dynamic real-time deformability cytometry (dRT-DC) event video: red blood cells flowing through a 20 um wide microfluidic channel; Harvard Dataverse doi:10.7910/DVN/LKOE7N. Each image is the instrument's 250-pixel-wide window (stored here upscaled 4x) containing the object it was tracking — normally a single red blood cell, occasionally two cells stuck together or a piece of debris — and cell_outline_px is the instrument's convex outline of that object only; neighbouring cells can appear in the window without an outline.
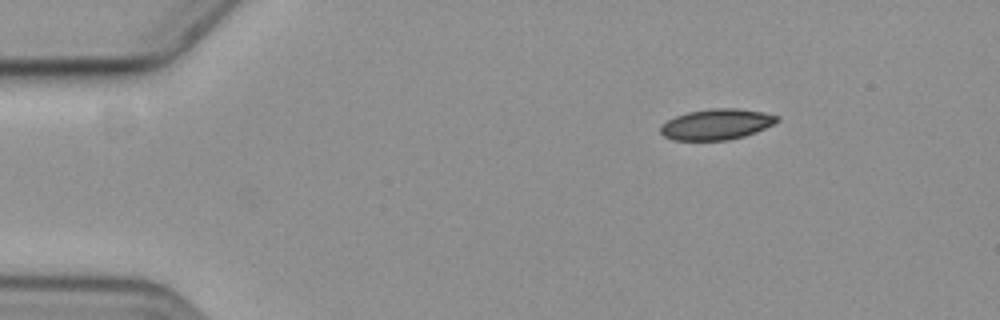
{"species": "common noctule bat (a hibernating species)", "species_latin": "Nyctalus noctula", "temperature_condition": "cold", "stored_images_in_passage": 6, "segment_of_instrument_passage": [2, 2], "camera_frame_rate_fps": 3000, "um_per_image_px": 0.085, "animal": {"sex": "female", "body_mass_g": 19.3, "forearm_length_mm": 54.1}, "frame": {"image": 1, "passage_image": 6, "time_ms": 6.0, "image_size_px": [1000, 320], "cell_outline_px": [[780, 120], [756, 132], [744, 136], [728, 140], [672, 140], [664, 136], [660, 132], [660, 128], [668, 120], [676, 116], [688, 112], [712, 108], [736, 108], [764, 112], [780, 116]], "centroid_in_image_um": [60.93, 10.56], "position_along_channel_um": 24.1, "area_um2": 20.81}}